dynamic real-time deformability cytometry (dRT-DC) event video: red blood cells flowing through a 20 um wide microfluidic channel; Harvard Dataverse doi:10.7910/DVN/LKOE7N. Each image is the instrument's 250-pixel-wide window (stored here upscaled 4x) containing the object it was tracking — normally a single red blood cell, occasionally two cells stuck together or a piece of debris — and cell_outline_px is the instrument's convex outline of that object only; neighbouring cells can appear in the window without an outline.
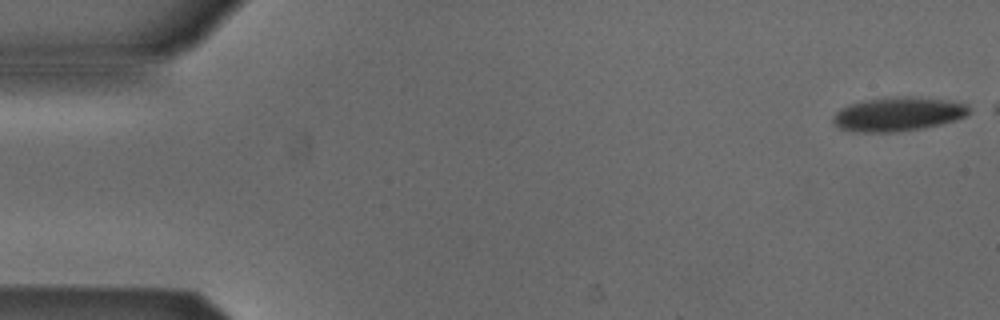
{"species": "Egyptian fruit bat (a non-hibernating species)", "species_latin": "Rousettus aegyptiacus", "temperature_condition": "cold", "stored_images_in_passage": 46, "camera_frame_rate_fps": 3000, "um_per_image_px": 0.085, "animal": {"sex": "male"}, "frame": {"image": 1, "passage_image": 1, "time_ms": 0.0, "image_size_px": [1000, 320], "cell_outline_px": [[976, 108], [972, 112], [956, 120], [940, 124], [920, 128], [892, 132], [852, 132], [840, 128], [832, 120], [832, 116], [840, 108], [848, 104], [864, 100], [900, 96], [908, 96], [940, 100], [968, 104]], "centroid_in_image_um": [76.34, 9.7], "position_along_channel_um": 8.7, "area_um2": 26.93}}
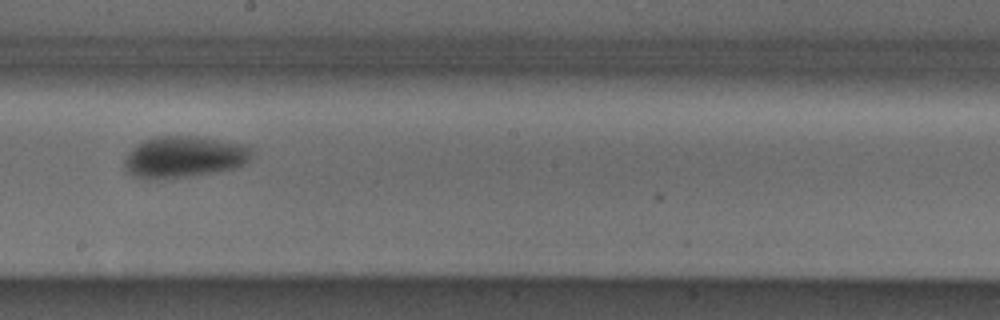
{"frame": {"image": 2, "passage_image": 29, "time_ms": 9.333, "image_size_px": [1000, 320], "cell_outline_px": [[256, 148], [252, 156], [244, 164], [232, 168], [216, 172], [188, 176], [156, 180], [152, 180], [136, 176], [124, 164], [132, 148], [144, 140], [156, 136], [196, 136], [248, 144]], "centroid_in_image_um": [15.75, 13.32], "position_along_channel_um": 232.5, "area_um2": 30.75}}
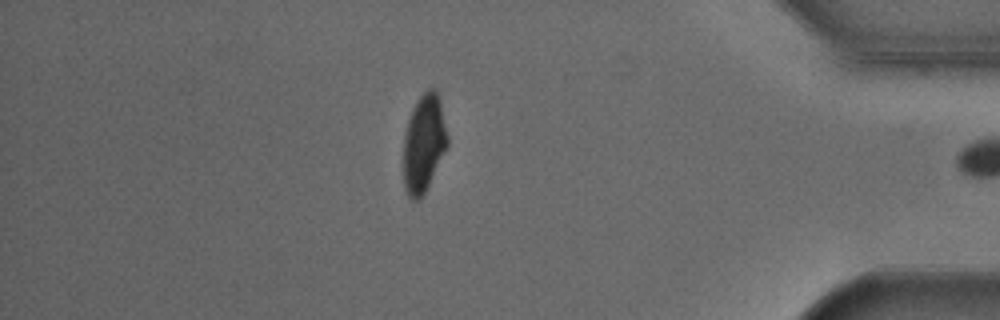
{"frame": {"image": 3, "passage_image": 45, "time_ms": 14.667, "image_size_px": [1000, 320], "cell_outline_px": [[448, 144], [420, 200], [412, 200], [408, 196], [404, 188], [404, 136], [408, 120], [412, 108], [416, 100], [428, 88], [436, 88], [440, 96], [448, 136]], "centroid_in_image_um": [36.03, 12.13], "position_along_channel_um": 399.2, "area_um2": 25.03}, "authors_computed_cell_mechanics": {"area_um2": 28.5821, "velocity_mm_per_s": 3.8663, "shape_relaxation_time_tau1_ms": 2.4892, "shape_relaxation_time_tau2_ms": null, "deformation_change_tau1": 0.1118, "deformation_change_tau2": null}}